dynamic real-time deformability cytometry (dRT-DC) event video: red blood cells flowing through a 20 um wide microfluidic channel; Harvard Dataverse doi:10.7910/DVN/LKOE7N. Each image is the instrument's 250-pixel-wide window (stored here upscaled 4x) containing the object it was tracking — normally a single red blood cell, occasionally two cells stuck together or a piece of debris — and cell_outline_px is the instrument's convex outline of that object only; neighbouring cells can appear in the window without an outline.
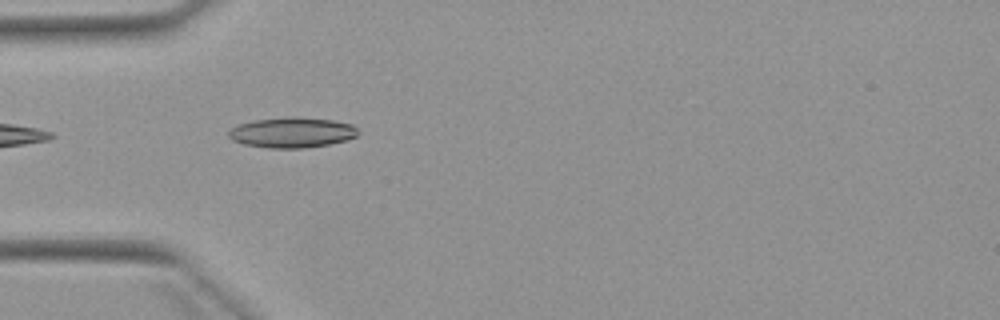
{"species": "Egyptian fruit bat (a non-hibernating species)", "species_latin": "Rousettus aegyptiacus", "temperature_condition": "warm", "stored_images_in_passage": 6, "camera_frame_rate_fps": 3000, "um_per_image_px": 0.085, "animal": {"sex": "female"}, "frame": {"image": 1, "passage_image": 5, "time_ms": 5.0, "image_size_px": [1000, 320], "cell_outline_px": [[360, 132], [356, 136], [348, 140], [328, 144], [304, 148], [268, 148], [244, 144], [232, 140], [228, 136], [228, 132], [232, 128], [240, 124], [252, 120], [284, 116], [296, 116], [332, 120], [352, 124]], "centroid_in_image_um": [24.82, 11.25], "position_along_channel_um": 60.2, "area_um2": 23.12}}
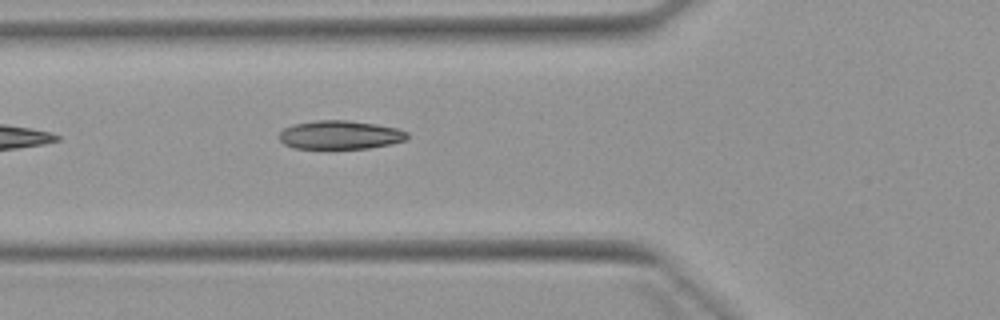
{"frame": {"image": 2, "passage_image": 6, "time_ms": 6.0, "image_size_px": [1000, 320], "cell_outline_px": [[408, 140], [392, 144], [368, 148], [292, 148], [284, 144], [276, 136], [284, 128], [292, 124], [316, 120], [348, 120], [376, 124], [396, 128], [408, 132]], "centroid_in_image_um": [28.89, 11.46], "position_along_channel_um": 96.9, "area_um2": 21.56}}